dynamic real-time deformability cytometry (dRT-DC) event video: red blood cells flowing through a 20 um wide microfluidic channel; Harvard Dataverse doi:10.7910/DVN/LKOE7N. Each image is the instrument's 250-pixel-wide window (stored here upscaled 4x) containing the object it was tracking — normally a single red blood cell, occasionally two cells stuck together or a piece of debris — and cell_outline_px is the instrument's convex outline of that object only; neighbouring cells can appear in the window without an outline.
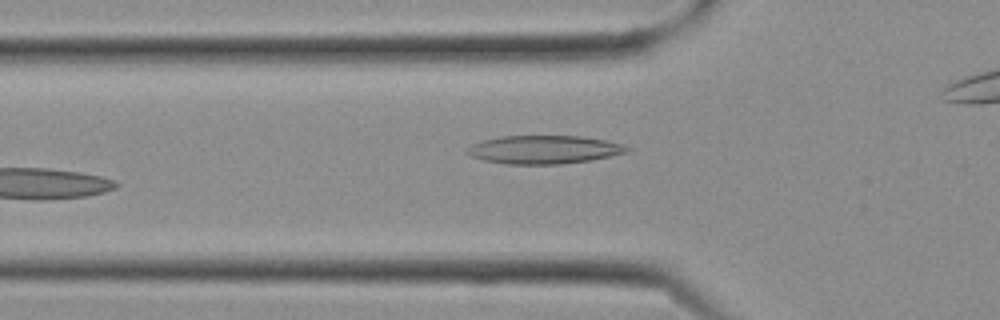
{"species": "Egyptian fruit bat (a non-hibernating species)", "species_latin": "Rousettus aegyptiacus", "temperature_condition": "cold", "stored_images_in_passage": 6, "camera_frame_rate_fps": 3000, "um_per_image_px": 0.085, "frame": {"image": 1, "passage_image": 6, "time_ms": 1.667, "image_size_px": [1000, 320], "cell_outline_px": [[632, 148], [628, 152], [592, 160], [560, 164], [504, 164], [484, 160], [472, 156], [464, 152], [472, 144], [484, 140], [500, 136], [580, 136], [604, 140], [620, 144]], "centroid_in_image_um": [46.23, 12.72], "position_along_channel_um": 79.6, "area_um2": 26.3}}